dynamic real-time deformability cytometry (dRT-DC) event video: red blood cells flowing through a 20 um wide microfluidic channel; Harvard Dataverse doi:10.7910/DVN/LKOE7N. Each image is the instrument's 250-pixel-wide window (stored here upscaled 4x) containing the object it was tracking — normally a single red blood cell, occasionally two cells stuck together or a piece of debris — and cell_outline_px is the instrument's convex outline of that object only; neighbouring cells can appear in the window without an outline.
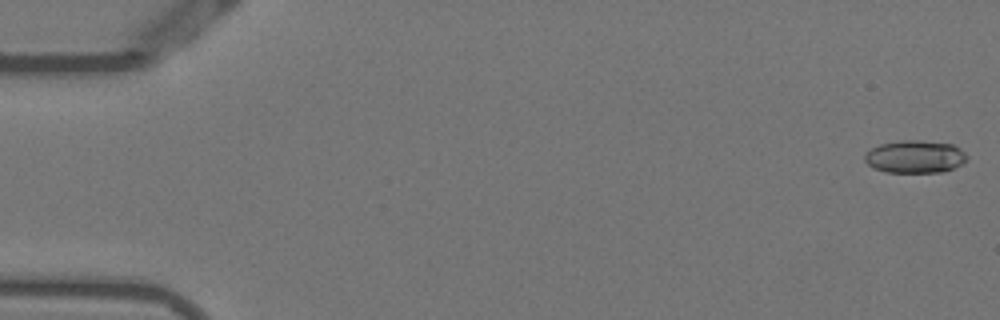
{"species": "Egyptian fruit bat (a non-hibernating species)", "species_latin": "Rousettus aegyptiacus", "temperature_condition": "warm", "stored_images_in_passage": 53, "camera_frame_rate_fps": 3000, "um_per_image_px": 0.085, "animal": {"sex": "female"}, "frame": {"image": 1, "passage_image": 1, "time_ms": 0.0, "image_size_px": [1000, 320], "cell_outline_px": [[968, 160], [944, 172], [884, 172], [872, 168], [864, 160], [864, 156], [872, 148], [880, 144], [900, 140], [916, 140], [952, 144], [960, 148], [968, 156]], "centroid_in_image_um": [77.77, 13.32], "position_along_channel_um": 7.2, "area_um2": 19.48}}
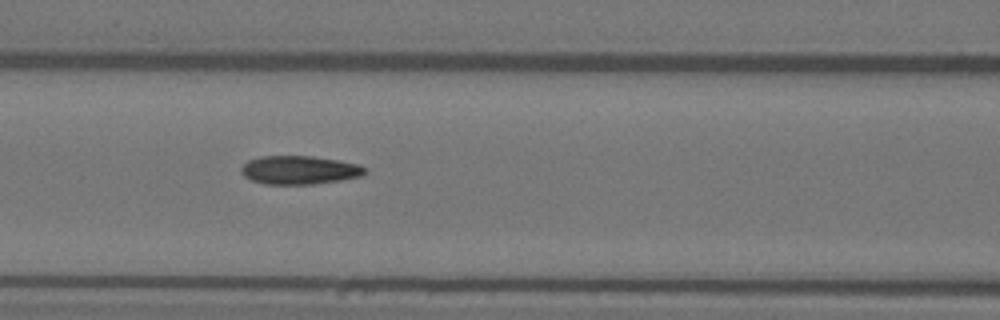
{"frame": {"image": 2, "passage_image": 23, "time_ms": 7.333, "image_size_px": [1000, 320], "cell_outline_px": [[368, 172], [364, 176], [340, 180], [312, 184], [264, 184], [252, 180], [244, 176], [240, 172], [240, 168], [248, 160], [260, 156], [312, 156], [360, 164], [368, 168]], "centroid_in_image_um": [25.48, 14.45], "position_along_channel_um": 141.1, "area_um2": 20.75}}
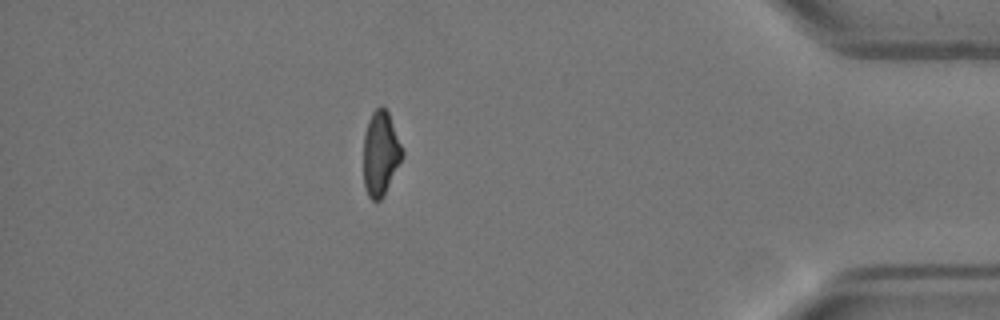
{"frame": {"image": 3, "passage_image": 47, "time_ms": 15.333, "image_size_px": [1000, 320], "cell_outline_px": [[404, 156], [384, 196], [380, 200], [372, 200], [368, 196], [364, 184], [364, 136], [368, 120], [372, 112], [380, 104], [388, 112], [404, 152]], "centroid_in_image_um": [32.36, 13.05], "position_along_channel_um": 402.8, "area_um2": 19.13}, "authors_computed_cell_mechanics": {"area_um2": 20.0566, "velocity_mm_per_s": 3.8198, "shape_relaxation_time_tau1_ms": null, "shape_relaxation_time_tau2_ms": 1.4295, "deformation_change_tau1": null, "deformation_change_tau2": 0.0815}}